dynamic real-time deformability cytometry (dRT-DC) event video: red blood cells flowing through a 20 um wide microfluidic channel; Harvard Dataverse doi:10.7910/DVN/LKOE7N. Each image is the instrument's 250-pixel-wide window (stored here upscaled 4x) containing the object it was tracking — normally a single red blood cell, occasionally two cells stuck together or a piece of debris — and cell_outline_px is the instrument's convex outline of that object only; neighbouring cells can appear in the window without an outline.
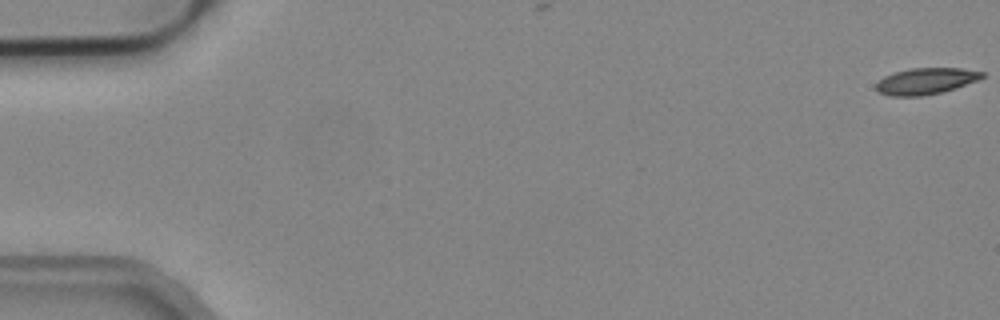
{"species": "common noctule bat (a hibernating species)", "species_latin": "Nyctalus noctula", "temperature_condition": "cold", "stored_images_in_passage": 2, "camera_frame_rate_fps": 3000, "um_per_image_px": 0.085, "animal": {"sex": "male", "body_mass_g": 19.2, "forearm_length_mm": 51.8}, "frame": {"image": 1, "passage_image": 1, "time_ms": 0.0, "image_size_px": [1000, 320], "cell_outline_px": [[984, 76], [980, 80], [956, 88], [940, 92], [920, 96], [892, 96], [880, 92], [876, 88], [876, 84], [884, 76], [896, 72], [912, 68], [960, 68], [984, 72]], "centroid_in_image_um": [78.74, 6.89], "position_along_channel_um": 6.3, "area_um2": 16.13}}